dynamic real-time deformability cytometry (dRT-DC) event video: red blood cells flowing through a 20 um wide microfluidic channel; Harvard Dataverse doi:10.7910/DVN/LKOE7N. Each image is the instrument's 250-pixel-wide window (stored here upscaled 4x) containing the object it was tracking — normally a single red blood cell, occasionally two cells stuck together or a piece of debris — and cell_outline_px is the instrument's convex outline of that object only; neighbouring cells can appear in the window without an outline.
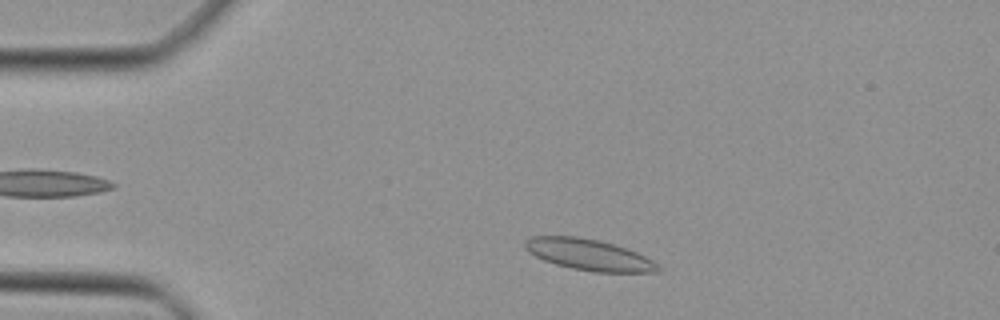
{"species": "Egyptian fruit bat (a non-hibernating species)", "species_latin": "Rousettus aegyptiacus", "temperature_condition": "cold", "stored_images_in_passage": 41, "camera_frame_rate_fps": 3000, "um_per_image_px": 0.085, "animal": {"sex": "female"}, "frame": {"image": 1, "passage_image": 4, "time_ms": 1.0, "image_size_px": [1000, 320], "cell_outline_px": [[664, 268], [660, 272], [596, 272], [572, 268], [556, 264], [544, 260], [528, 252], [524, 248], [524, 240], [532, 236], [580, 236], [600, 240], [636, 252], [652, 260]], "centroid_in_image_um": [50.05, 21.65], "position_along_channel_um": 34.9, "area_um2": 24.22}}
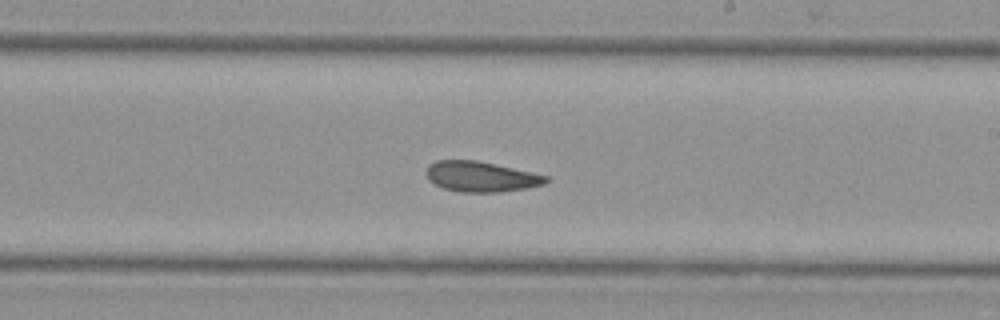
{"frame": {"image": 2, "passage_image": 22, "time_ms": 7.0, "image_size_px": [1000, 320], "cell_outline_px": [[548, 180], [544, 184], [524, 188], [500, 192], [460, 192], [444, 188], [428, 180], [428, 164], [436, 160], [476, 160], [548, 176]], "centroid_in_image_um": [40.86, 15.01], "position_along_channel_um": 248.1, "area_um2": 20.81}}
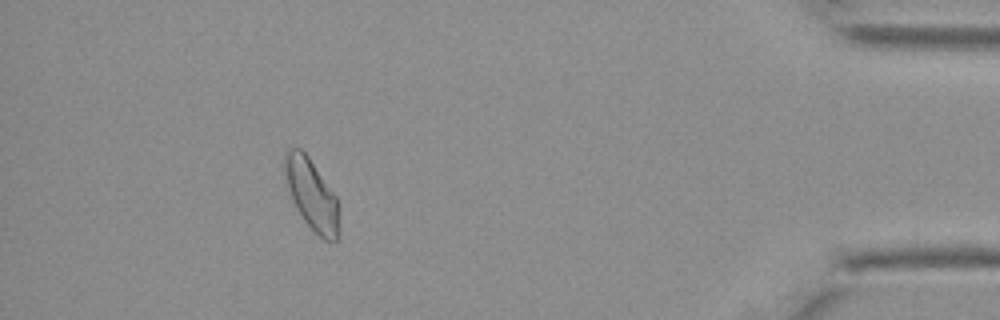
{"frame": {"image": 3, "passage_image": 37, "time_ms": 12.0, "image_size_px": [1000, 320], "cell_outline_px": [[340, 204], [336, 240], [324, 240], [304, 220], [296, 208], [292, 200], [288, 188], [284, 172], [284, 156], [288, 148], [300, 148], [308, 156], [336, 196]], "centroid_in_image_um": [26.48, 16.5], "position_along_channel_um": 408.7, "area_um2": 22.14}}